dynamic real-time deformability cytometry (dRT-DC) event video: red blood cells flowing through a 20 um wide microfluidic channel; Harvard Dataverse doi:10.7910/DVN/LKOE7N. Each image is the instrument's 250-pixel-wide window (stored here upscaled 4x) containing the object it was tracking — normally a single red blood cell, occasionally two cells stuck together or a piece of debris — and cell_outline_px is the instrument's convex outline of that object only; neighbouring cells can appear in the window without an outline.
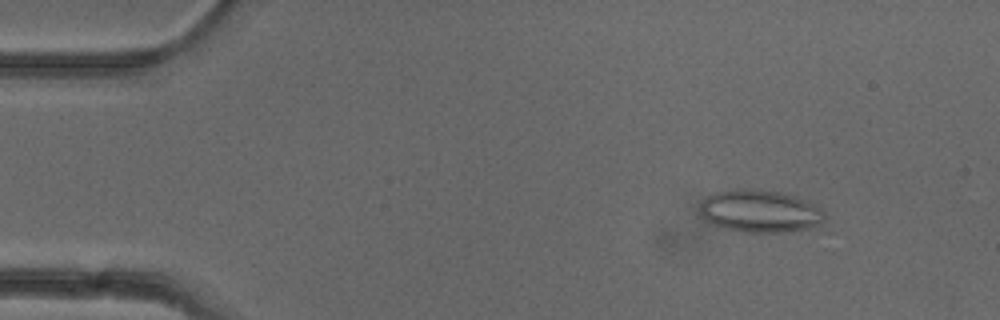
{"species": "common noctule bat (a hibernating species)", "species_latin": "Nyctalus noctula", "temperature_condition": "cold", "stored_images_in_passage": 50, "camera_frame_rate_fps": 3000, "um_per_image_px": 0.085, "animal": {"sex": "female"}, "frame": {"image": 1, "passage_image": 5, "time_ms": 1.333, "image_size_px": [1000, 320], "cell_outline_px": [[824, 220], [820, 224], [808, 228], [780, 232], [744, 232], [724, 228], [704, 220], [700, 212], [700, 204], [708, 196], [716, 192], [736, 188], [752, 188], [784, 192], [820, 204], [824, 212]], "centroid_in_image_um": [64.64, 17.92], "position_along_channel_um": 20.4, "area_um2": 31.33}}
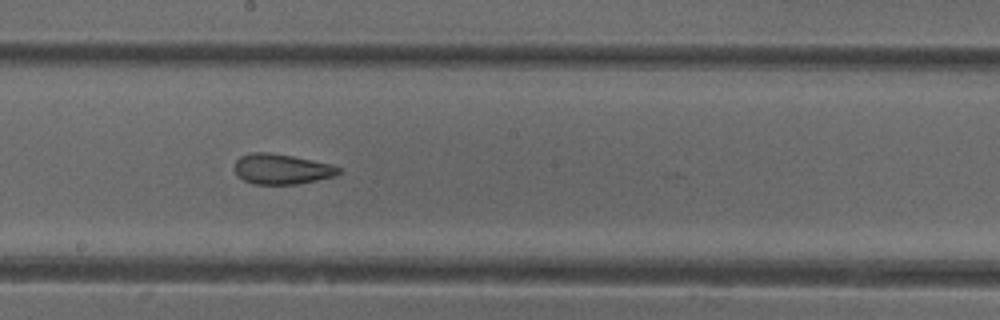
{"frame": {"image": 2, "passage_image": 27, "time_ms": 8.667, "image_size_px": [1000, 320], "cell_outline_px": [[340, 172], [336, 176], [296, 184], [256, 184], [244, 180], [236, 172], [236, 160], [240, 156], [252, 152], [268, 152], [292, 156], [332, 164], [340, 168]], "centroid_in_image_um": [23.97, 14.36], "position_along_channel_um": 224.2, "area_um2": 18.15}}
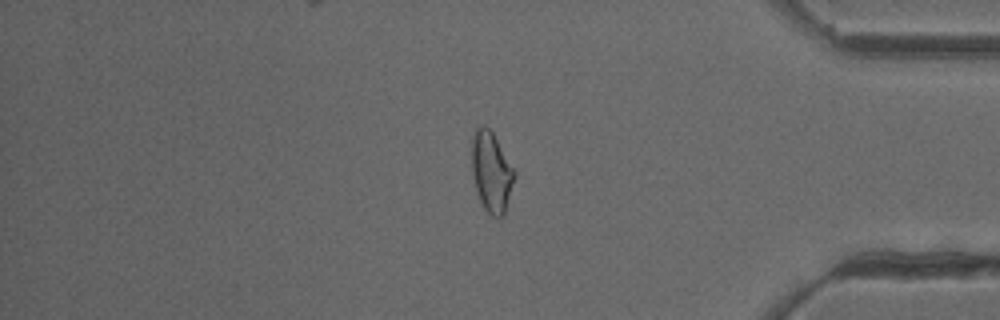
{"frame": {"image": 3, "passage_image": 42, "time_ms": 13.667, "image_size_px": [1000, 320], "cell_outline_px": [[516, 176], [504, 216], [492, 216], [484, 208], [480, 200], [476, 188], [472, 172], [472, 136], [476, 124], [484, 124], [492, 132], [516, 172]], "centroid_in_image_um": [41.77, 14.58], "position_along_channel_um": 393.4, "area_um2": 20.0}, "authors_computed_cell_mechanics": {"area_um2": 20.3167, "velocity_mm_per_s": 3.9469, "shape_relaxation_time_tau1_ms": null, "shape_relaxation_time_tau2_ms": 1.7799, "deformation_change_tau1": null, "deformation_change_tau2": 0.0822}}